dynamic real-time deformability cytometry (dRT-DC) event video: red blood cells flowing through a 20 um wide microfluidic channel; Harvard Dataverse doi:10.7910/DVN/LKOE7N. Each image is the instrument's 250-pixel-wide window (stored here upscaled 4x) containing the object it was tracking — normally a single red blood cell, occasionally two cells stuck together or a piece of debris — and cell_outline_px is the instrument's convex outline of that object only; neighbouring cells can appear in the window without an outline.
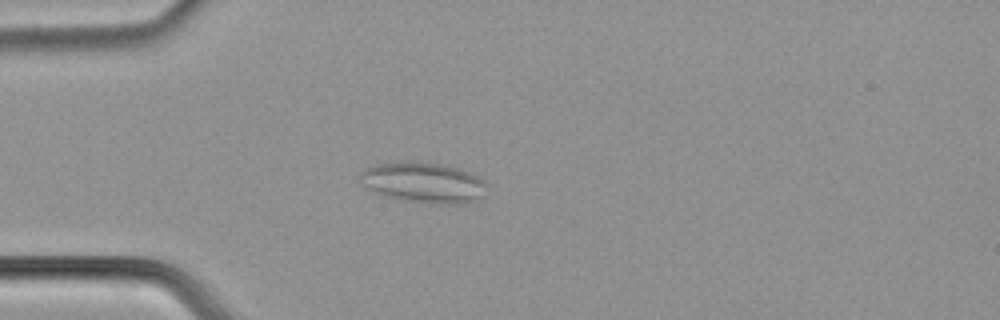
{"species": "common noctule bat (a hibernating species)", "species_latin": "Nyctalus noctula", "temperature_condition": "cold", "stored_images_in_passage": 44, "camera_frame_rate_fps": 3000, "um_per_image_px": 0.085, "animal": {"sex": "male", "body_mass_g": 21.5, "forearm_length_mm": 52.0}, "frame": {"image": 1, "passage_image": 4, "time_ms": 1.0, "image_size_px": [1000, 320], "cell_outline_px": [[488, 184], [484, 196], [476, 200], [460, 204], [436, 204], [404, 200], [384, 196], [368, 188], [360, 180], [360, 172], [376, 164], [440, 164], [460, 168], [472, 172], [480, 176]], "centroid_in_image_um": [36.11, 15.56], "position_along_channel_um": 48.9, "area_um2": 29.36}}
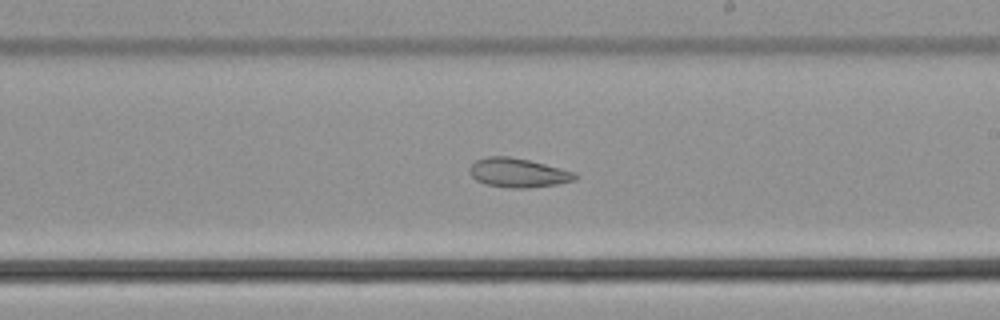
{"frame": {"image": 2, "passage_image": 21, "time_ms": 6.667, "image_size_px": [1000, 320], "cell_outline_px": [[580, 176], [576, 180], [556, 184], [528, 188], [512, 188], [484, 184], [476, 180], [468, 172], [468, 168], [476, 160], [488, 156], [508, 156], [528, 160], [576, 172]], "centroid_in_image_um": [44.03, 14.69], "position_along_channel_um": 245.0, "area_um2": 17.98}}
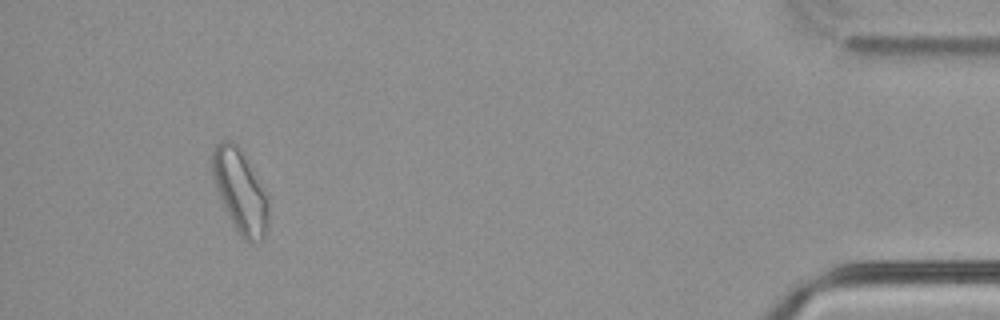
{"frame": {"image": 3, "passage_image": 40, "time_ms": 13.0, "image_size_px": [1000, 320], "cell_outline_px": [[268, 228], [264, 236], [260, 240], [248, 244], [240, 236], [224, 208], [216, 188], [212, 176], [212, 148], [220, 140], [232, 140], [240, 148], [268, 192]], "centroid_in_image_um": [20.43, 16.24], "position_along_channel_um": 414.8, "area_um2": 27.63}, "authors_computed_cell_mechanics": {"area_um2": 21.5305, "velocity_mm_per_s": 3.7405, "shape_relaxation_time_tau1_ms": null, "shape_relaxation_time_tau2_ms": 2.755, "deformation_change_tau1": null, "deformation_change_tau2": 0.0903}}